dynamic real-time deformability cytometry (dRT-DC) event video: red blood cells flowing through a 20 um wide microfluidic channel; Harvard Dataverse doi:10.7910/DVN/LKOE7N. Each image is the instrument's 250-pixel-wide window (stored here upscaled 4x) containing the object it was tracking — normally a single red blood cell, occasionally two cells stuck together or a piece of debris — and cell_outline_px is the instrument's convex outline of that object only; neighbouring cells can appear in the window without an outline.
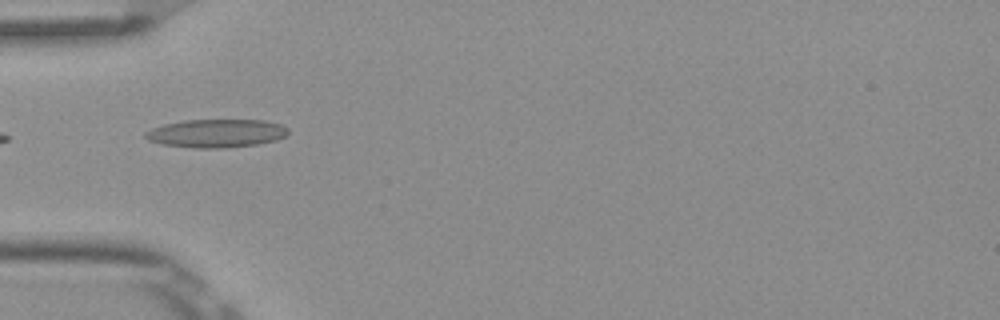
{"species": "Egyptian fruit bat (a non-hibernating species)", "species_latin": "Rousettus aegyptiacus", "temperature_condition": "room temperature", "stored_images_in_passage": 8, "camera_frame_rate_fps": 3000, "um_per_image_px": 0.085, "frame": {"image": 1, "passage_image": 5, "time_ms": 1.333, "image_size_px": [1000, 320], "cell_outline_px": [[288, 132], [284, 136], [276, 140], [256, 144], [224, 148], [196, 148], [160, 144], [148, 140], [144, 136], [144, 132], [152, 128], [164, 124], [184, 120], [264, 120], [280, 124], [288, 128]], "centroid_in_image_um": [18.35, 11.33], "position_along_channel_um": 66.6, "area_um2": 23.52}}
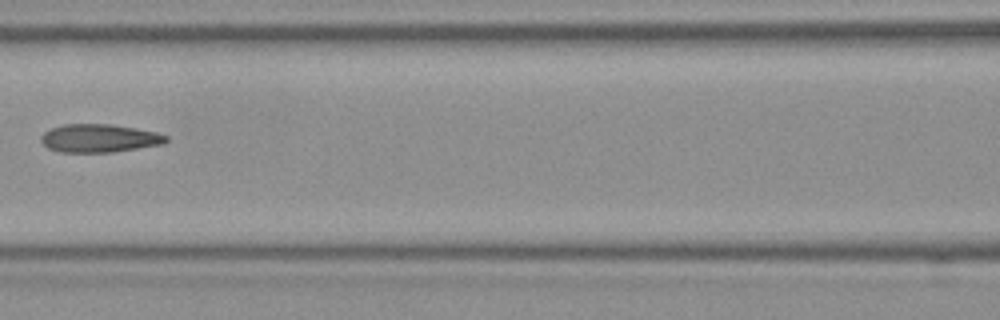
{"frame": {"image": 2, "passage_image": 7, "time_ms": 2.0, "image_size_px": [1000, 320], "cell_outline_px": [[168, 140], [164, 144], [112, 152], [60, 152], [48, 148], [40, 140], [40, 136], [44, 132], [52, 128], [64, 124], [112, 124], [136, 128], [156, 132], [168, 136]], "centroid_in_image_um": [8.45, 11.75], "position_along_channel_um": 158.2, "area_um2": 20.58}}
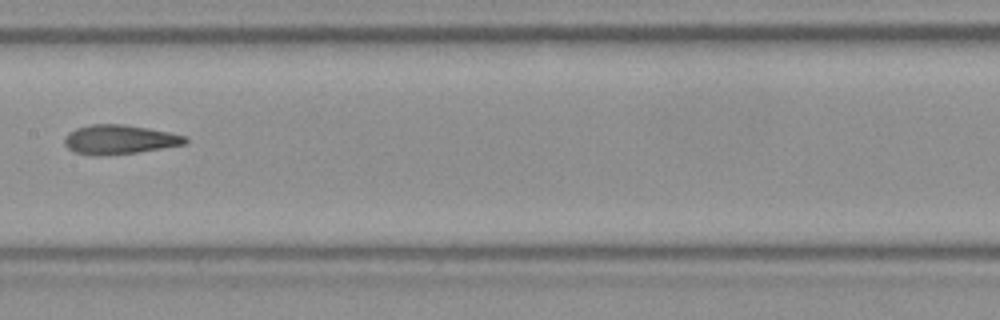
{"frame": {"image": 3, "passage_image": 8, "time_ms": 2.333, "image_size_px": [1000, 320], "cell_outline_px": [[188, 144], [136, 152], [100, 156], [92, 156], [72, 152], [64, 144], [64, 136], [68, 132], [76, 128], [88, 124], [124, 124], [148, 128], [188, 136]], "centroid_in_image_um": [10.12, 11.86], "position_along_channel_um": 197.3, "area_um2": 20.92}}